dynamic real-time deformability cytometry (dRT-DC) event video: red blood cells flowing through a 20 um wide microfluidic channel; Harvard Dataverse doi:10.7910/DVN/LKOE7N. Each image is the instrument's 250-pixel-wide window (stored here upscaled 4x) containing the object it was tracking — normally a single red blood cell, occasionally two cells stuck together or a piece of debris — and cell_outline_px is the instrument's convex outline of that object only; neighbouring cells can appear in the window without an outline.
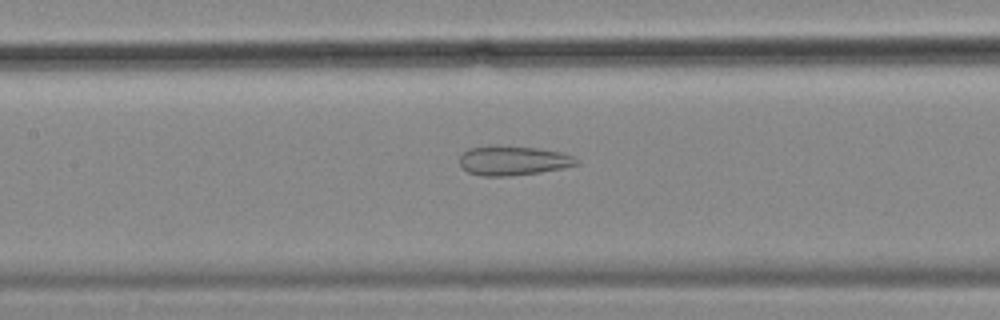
{"species": "common noctule bat (a hibernating species)", "species_latin": "Nyctalus noctula", "temperature_condition": "cold", "stored_images_in_passage": 57, "camera_frame_rate_fps": 3000, "um_per_image_px": 0.085, "animal": {"sex": "female", "body_mass_g": 18.4}, "frame": {"image": 1, "passage_image": 26, "time_ms": 8.333, "image_size_px": [1000, 320], "cell_outline_px": [[580, 164], [564, 168], [540, 172], [504, 176], [484, 176], [468, 172], [460, 164], [460, 156], [468, 148], [492, 144], [496, 144], [536, 148], [560, 152], [572, 156], [580, 160]], "centroid_in_image_um": [43.62, 13.63], "position_along_channel_um": 163.8, "area_um2": 20.23}}
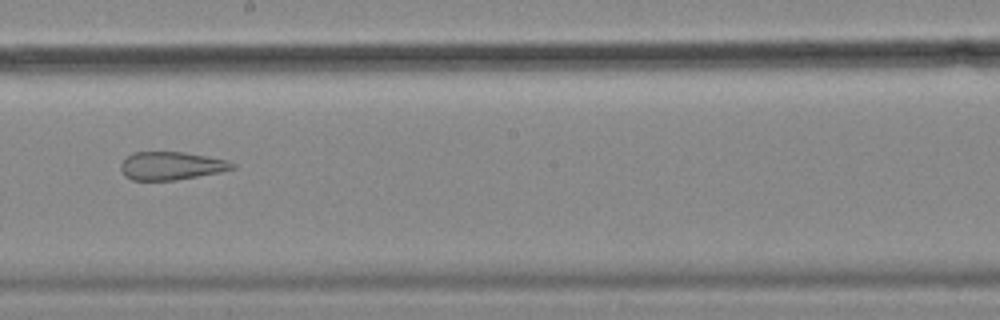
{"frame": {"image": 2, "passage_image": 32, "time_ms": 10.333, "image_size_px": [1000, 320], "cell_outline_px": [[236, 168], [220, 172], [176, 180], [132, 180], [124, 176], [120, 168], [120, 164], [132, 152], [184, 152], [208, 156], [228, 160], [236, 164]], "centroid_in_image_um": [14.57, 14.09], "position_along_channel_um": 233.6, "area_um2": 18.38}}
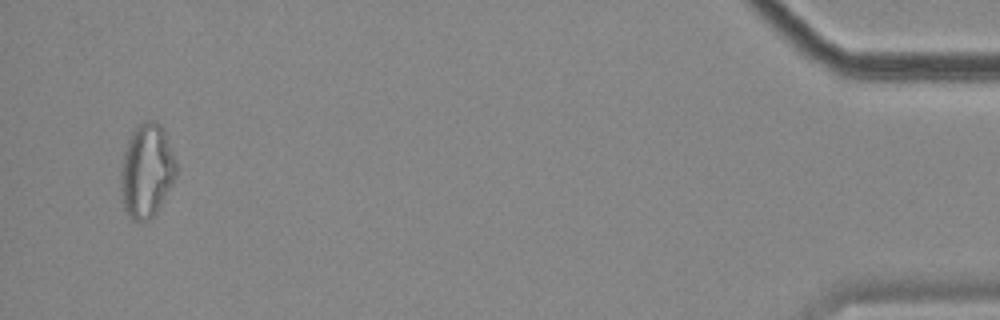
{"frame": {"image": 3, "passage_image": 55, "time_ms": 18.0, "image_size_px": [1000, 320], "cell_outline_px": [[176, 176], [172, 184], [156, 212], [148, 220], [132, 220], [128, 216], [120, 200], [120, 172], [124, 152], [128, 140], [132, 132], [144, 120], [152, 120], [160, 124], [164, 128], [176, 160]], "centroid_in_image_um": [12.45, 14.51], "position_along_channel_um": 422.8, "area_um2": 30.46}, "authors_computed_cell_mechanics": {"area_um2": 26.01, "velocity_mm_per_s": 3.5175, "shape_relaxation_time_tau1_ms": null, "shape_relaxation_time_tau2_ms": 2.3104, "deformation_change_tau1": null, "deformation_change_tau2": 0.1168}}